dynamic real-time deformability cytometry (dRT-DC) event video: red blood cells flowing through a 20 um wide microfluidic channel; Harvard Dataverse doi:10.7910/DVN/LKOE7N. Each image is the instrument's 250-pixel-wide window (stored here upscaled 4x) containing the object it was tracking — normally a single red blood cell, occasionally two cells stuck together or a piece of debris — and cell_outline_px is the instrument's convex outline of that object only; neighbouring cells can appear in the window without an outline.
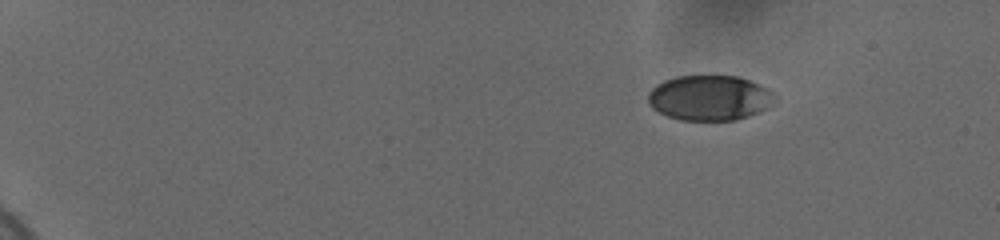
{"species": "human", "species_latin": "Homo sapiens", "temperature_condition": "cold", "stored_images_in_passage": 51, "camera_frame_rate_fps": 3000, "um_per_image_px": 0.085, "donor": {"sex": "female"}, "frame": {"image": 1, "passage_image": 1, "time_ms": 0.0, "image_size_px": [1000, 240], "cell_outline_px": [[776, 96], [768, 108], [748, 116], [736, 120], [680, 120], [668, 116], [652, 108], [648, 100], [648, 92], [656, 84], [664, 80], [676, 76], [736, 76], [748, 80], [768, 88]], "centroid_in_image_um": [60.3, 8.32], "position_along_channel_um": 24.7, "area_um2": 33.29}}
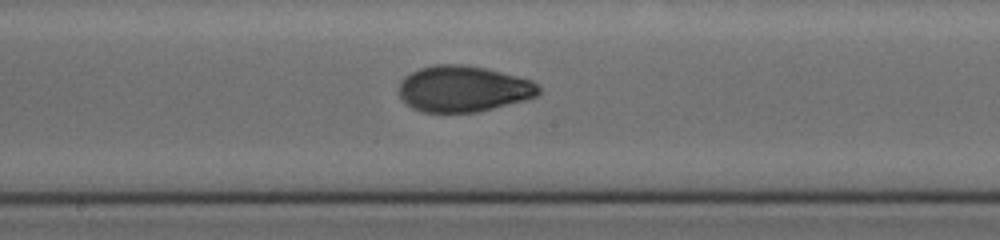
{"frame": {"image": 2, "passage_image": 27, "time_ms": 8.667, "image_size_px": [1000, 240], "cell_outline_px": [[540, 92], [536, 96], [524, 100], [480, 112], [424, 112], [412, 108], [400, 100], [400, 80], [404, 76], [420, 68], [436, 64], [460, 64], [484, 68], [532, 80], [540, 88]], "centroid_in_image_um": [39.35, 7.56], "position_along_channel_um": 208.8, "area_um2": 37.51}}
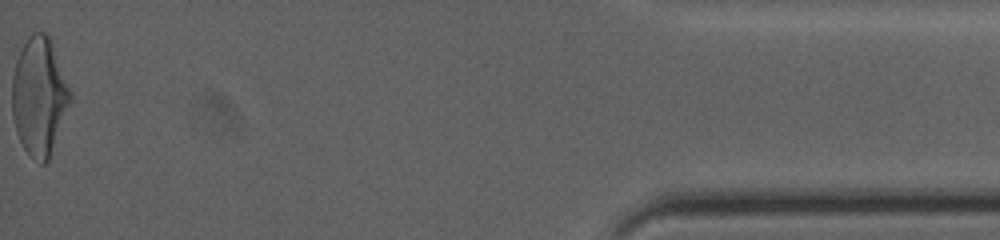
{"frame": {"image": 3, "passage_image": 51, "time_ms": 16.667, "image_size_px": [1000, 240], "cell_outline_px": [[72, 96], [48, 160], [44, 164], [40, 164], [24, 148], [16, 132], [12, 116], [12, 76], [16, 60], [28, 36], [32, 32], [48, 32], [52, 40], [72, 92]], "centroid_in_image_um": [3.33, 8.13], "position_along_channel_um": 431.9, "area_um2": 39.94}, "authors_computed_cell_mechanics": {"area_um2": 36.992, "velocity_mm_per_s": 3.6939, "shape_relaxation_time_tau1_ms": 3.6797, "shape_relaxation_time_tau2_ms": 1.3333, "deformation_change_tau1": 0.1444, "deformation_change_tau2": 0.0506}}